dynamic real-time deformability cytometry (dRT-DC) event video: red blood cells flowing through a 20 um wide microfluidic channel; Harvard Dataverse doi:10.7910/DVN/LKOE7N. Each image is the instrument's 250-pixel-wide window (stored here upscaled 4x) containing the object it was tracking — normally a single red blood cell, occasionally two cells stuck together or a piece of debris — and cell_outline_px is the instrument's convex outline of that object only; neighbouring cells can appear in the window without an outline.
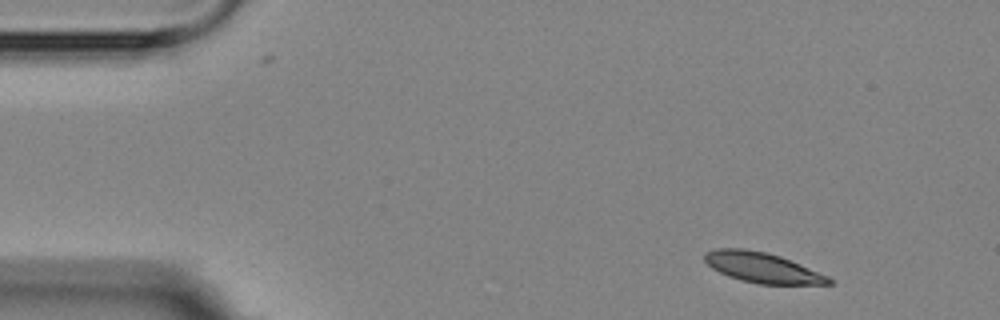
{"species": "Egyptian fruit bat (a non-hibernating species)", "species_latin": "Rousettus aegyptiacus", "temperature_condition": "room temperature", "stored_images_in_passage": 4, "camera_frame_rate_fps": 3000, "um_per_image_px": 0.085, "animal": {"sex": "female"}, "frame": {"image": 1, "passage_image": 1, "time_ms": 0.0, "image_size_px": [1000, 320], "cell_outline_px": [[832, 284], [756, 284], [728, 276], [712, 268], [704, 260], [704, 252], [716, 248], [744, 248], [768, 252], [780, 256], [800, 264], [828, 276], [832, 280]], "centroid_in_image_um": [64.77, 22.73], "position_along_channel_um": 20.2, "area_um2": 21.85}}
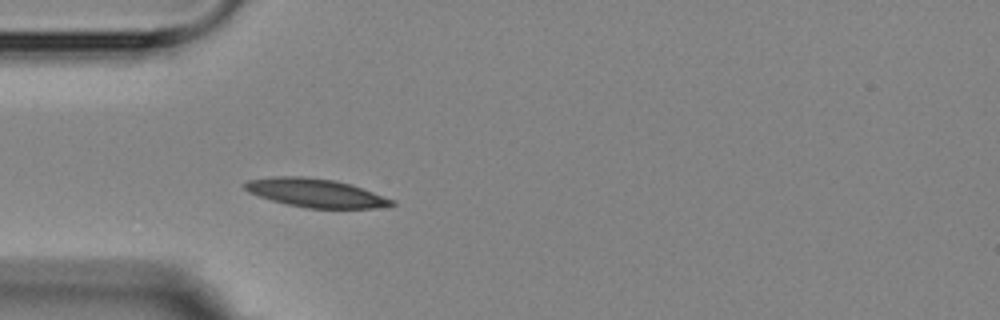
{"frame": {"image": 2, "passage_image": 4, "time_ms": 3.333, "image_size_px": [1000, 320], "cell_outline_px": [[396, 204], [376, 208], [308, 208], [288, 204], [272, 200], [248, 192], [244, 188], [244, 184], [248, 180], [272, 176], [304, 176], [336, 180], [352, 184], [396, 200]], "centroid_in_image_um": [26.87, 16.39], "position_along_channel_um": 58.1, "area_um2": 24.51}}